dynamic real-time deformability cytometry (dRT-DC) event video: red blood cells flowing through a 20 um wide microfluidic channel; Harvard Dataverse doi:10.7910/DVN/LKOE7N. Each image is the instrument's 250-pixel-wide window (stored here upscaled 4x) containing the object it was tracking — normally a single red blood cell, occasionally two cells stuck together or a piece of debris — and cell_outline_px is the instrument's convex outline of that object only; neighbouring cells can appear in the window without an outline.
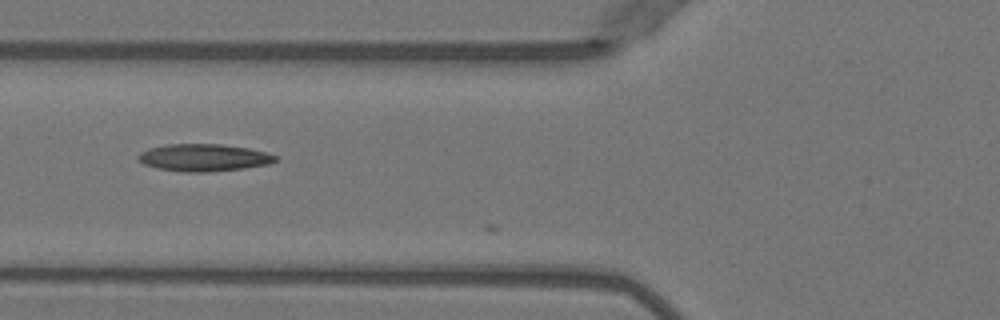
{"species": "Egyptian fruit bat (a non-hibernating species)", "species_latin": "Rousettus aegyptiacus", "temperature_condition": "warm", "stored_images_in_passage": 8, "camera_frame_rate_fps": 3000, "um_per_image_px": 0.085, "animal": {"sex": "female"}, "frame": {"image": 1, "passage_image": 3, "time_ms": 0.667, "image_size_px": [1000, 320], "cell_outline_px": [[276, 160], [268, 164], [244, 168], [208, 172], [180, 172], [156, 168], [144, 164], [136, 156], [140, 152], [148, 148], [168, 144], [220, 144], [248, 148], [264, 152], [276, 156]], "centroid_in_image_um": [17.26, 13.4], "position_along_channel_um": 108.5, "area_um2": 21.73}}
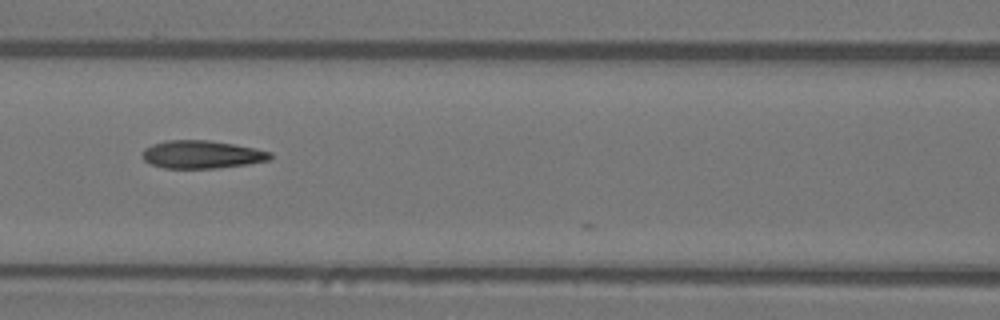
{"frame": {"image": 2, "passage_image": 6, "time_ms": 1.667, "image_size_px": [1000, 320], "cell_outline_px": [[272, 160], [248, 164], [216, 168], [164, 168], [152, 164], [144, 160], [144, 148], [152, 144], [168, 140], [204, 140], [232, 144], [256, 148], [272, 152]], "centroid_in_image_um": [17.2, 13.13], "position_along_channel_um": 149.4, "area_um2": 20.69}}